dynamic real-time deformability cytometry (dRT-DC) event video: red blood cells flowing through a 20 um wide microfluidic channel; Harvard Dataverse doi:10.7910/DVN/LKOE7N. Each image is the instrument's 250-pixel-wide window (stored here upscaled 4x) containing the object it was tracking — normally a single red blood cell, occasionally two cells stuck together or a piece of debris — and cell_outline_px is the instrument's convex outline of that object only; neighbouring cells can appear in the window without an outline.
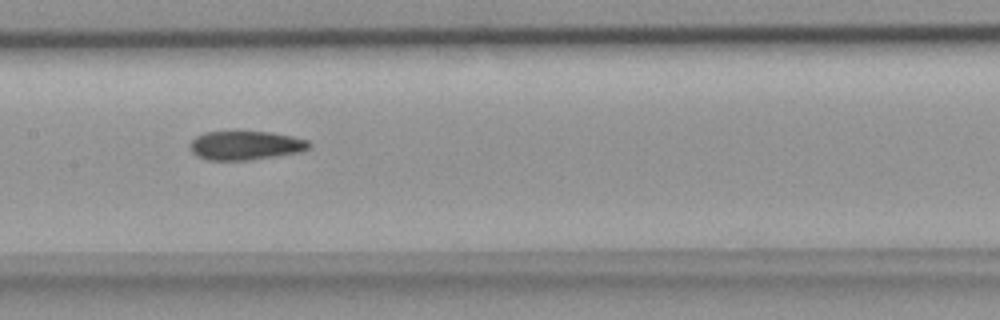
{"species": "common noctule bat (a hibernating species)", "species_latin": "Nyctalus noctula", "temperature_condition": "room temperature", "stored_images_in_passage": 5, "camera_frame_rate_fps": 3000, "um_per_image_px": 0.085, "animal": {"sex": "female", "body_mass_g": 18.4}, "frame": {"image": 1, "passage_image": 5, "time_ms": 1.333, "image_size_px": [1000, 320], "cell_outline_px": [[312, 144], [304, 152], [248, 160], [208, 160], [196, 156], [192, 152], [192, 140], [196, 136], [204, 132], [268, 132], [292, 136], [308, 140]], "centroid_in_image_um": [20.91, 12.37], "position_along_channel_um": 186.5, "area_um2": 20.0}}